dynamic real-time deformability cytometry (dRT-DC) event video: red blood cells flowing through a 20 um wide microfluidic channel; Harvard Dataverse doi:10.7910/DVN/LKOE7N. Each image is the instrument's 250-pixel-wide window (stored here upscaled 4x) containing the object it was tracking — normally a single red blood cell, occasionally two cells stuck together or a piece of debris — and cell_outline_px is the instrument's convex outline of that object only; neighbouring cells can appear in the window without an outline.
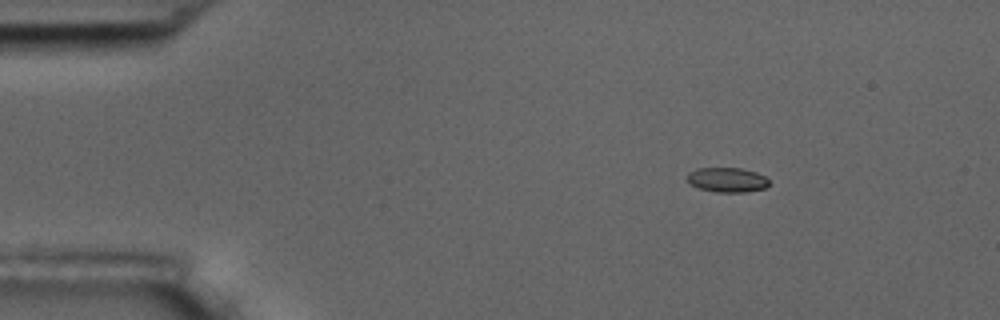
{"species": "common noctule bat (a hibernating species)", "species_latin": "Nyctalus noctula", "temperature_condition": "room temperature", "stored_images_in_passage": 8, "camera_frame_rate_fps": 3000, "um_per_image_px": 0.085, "animal": {"sex": "male", "body_mass_g": 17.5, "forearm_length_mm": 52.3}, "frame": {"image": 1, "passage_image": 1, "time_ms": 0.0, "image_size_px": [1000, 320], "cell_outline_px": [[768, 184], [764, 188], [744, 192], [716, 192], [700, 188], [692, 184], [688, 180], [688, 172], [696, 168], [740, 168], [756, 172], [764, 176], [768, 180]], "centroid_in_image_um": [61.8, 15.28], "position_along_channel_um": 23.2, "area_um2": 11.56}}
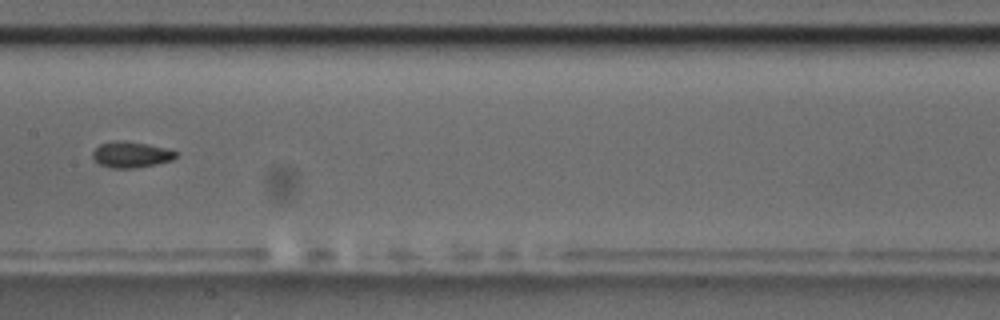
{"frame": {"image": 2, "passage_image": 7, "time_ms": 7.0, "image_size_px": [1000, 320], "cell_outline_px": [[176, 156], [172, 160], [156, 164], [136, 168], [112, 168], [100, 164], [92, 156], [92, 152], [100, 144], [112, 140], [120, 140], [148, 144], [168, 148], [176, 152]], "centroid_in_image_um": [11.14, 13.13], "position_along_channel_um": 196.3, "area_um2": 12.6}}
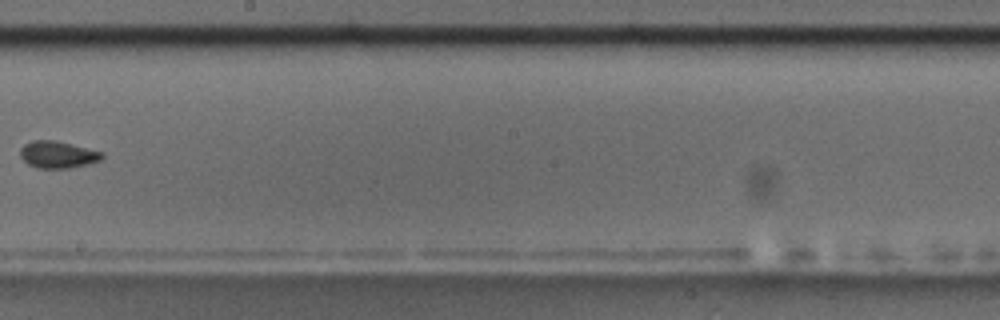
{"frame": {"image": 3, "passage_image": 8, "time_ms": 8.333, "image_size_px": [1000, 320], "cell_outline_px": [[104, 156], [100, 160], [88, 164], [68, 168], [36, 168], [28, 164], [20, 156], [20, 148], [24, 144], [32, 140], [56, 140], [104, 152]], "centroid_in_image_um": [4.9, 13.13], "position_along_channel_um": 243.3, "area_um2": 12.95}}